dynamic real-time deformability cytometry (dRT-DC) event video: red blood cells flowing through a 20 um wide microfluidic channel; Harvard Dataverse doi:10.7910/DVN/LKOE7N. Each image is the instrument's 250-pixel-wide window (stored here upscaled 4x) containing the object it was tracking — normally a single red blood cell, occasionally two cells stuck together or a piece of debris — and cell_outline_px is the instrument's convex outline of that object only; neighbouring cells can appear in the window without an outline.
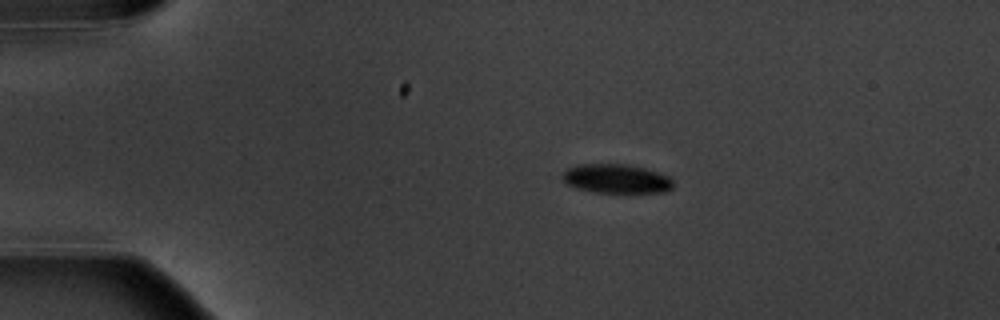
{"species": "common noctule bat (a hibernating species)", "species_latin": "Nyctalus noctula", "temperature_condition": "warm", "stored_images_in_passage": 5, "camera_frame_rate_fps": 3000, "um_per_image_px": 0.085, "animal": {"sex": "male", "body_mass_g": 20.1, "forearm_length_mm": 53.5}, "frame": {"image": 1, "passage_image": 3, "time_ms": 2.333, "image_size_px": [1000, 320], "cell_outline_px": [[672, 188], [668, 192], [592, 192], [576, 188], [568, 184], [560, 176], [560, 172], [564, 168], [576, 164], [628, 164], [644, 168], [668, 176], [672, 180]], "centroid_in_image_um": [52.31, 15.18], "position_along_channel_um": 32.7, "area_um2": 18.96}}